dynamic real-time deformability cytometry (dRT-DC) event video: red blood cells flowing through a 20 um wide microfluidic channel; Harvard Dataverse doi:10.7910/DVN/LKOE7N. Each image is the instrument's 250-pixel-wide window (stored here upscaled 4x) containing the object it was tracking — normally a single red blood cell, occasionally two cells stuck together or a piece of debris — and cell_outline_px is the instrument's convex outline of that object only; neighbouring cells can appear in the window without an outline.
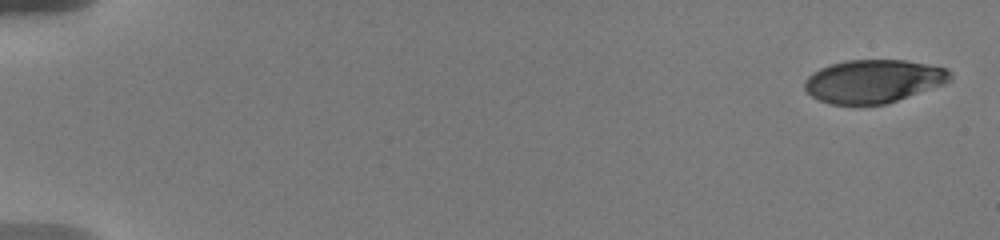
{"species": "human", "species_latin": "Homo sapiens", "temperature_condition": "warm", "stored_images_in_passage": 4, "camera_frame_rate_fps": 3000, "um_per_image_px": 0.085, "donor": {"sex": "male"}, "frame": {"image": 1, "passage_image": 1, "time_ms": 0.0, "image_size_px": [1000, 240], "cell_outline_px": [[952, 80], [944, 84], [888, 104], [832, 104], [820, 100], [812, 96], [804, 88], [804, 80], [812, 72], [820, 68], [844, 60], [904, 60], [928, 64], [948, 68], [952, 72]], "centroid_in_image_um": [74.28, 6.89], "position_along_channel_um": 10.7, "area_um2": 36.82}}